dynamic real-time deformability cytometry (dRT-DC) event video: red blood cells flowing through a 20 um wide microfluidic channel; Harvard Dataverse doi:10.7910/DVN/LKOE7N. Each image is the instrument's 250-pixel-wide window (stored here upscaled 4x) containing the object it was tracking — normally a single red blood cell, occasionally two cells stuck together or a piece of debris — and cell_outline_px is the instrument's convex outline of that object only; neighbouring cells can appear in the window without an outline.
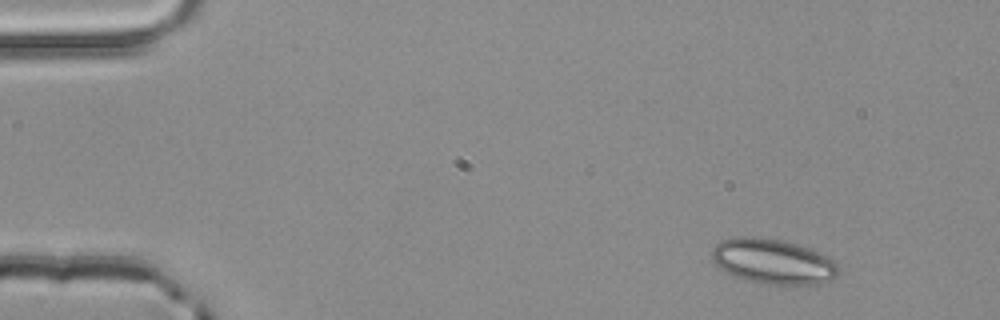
{"species": "common noctule bat (a hibernating species)", "species_latin": "Nyctalus noctula", "temperature_condition": "room temperature", "stored_images_in_passage": 3, "camera_frame_rate_fps": 3000, "um_per_image_px": 0.085, "animal": {"sex": "male", "body_mass_g": 20.4}, "frame": {"image": 1, "passage_image": 1, "time_ms": 0.0, "image_size_px": [1000, 320], "cell_outline_px": [[840, 276], [832, 280], [820, 284], [768, 284], [748, 280], [736, 276], [720, 268], [712, 260], [712, 248], [720, 240], [740, 236], [752, 236], [780, 240], [796, 244], [808, 248], [828, 256], [836, 260], [840, 272]], "centroid_in_image_um": [65.76, 22.22], "position_along_channel_um": 19.2, "area_um2": 33.35}}